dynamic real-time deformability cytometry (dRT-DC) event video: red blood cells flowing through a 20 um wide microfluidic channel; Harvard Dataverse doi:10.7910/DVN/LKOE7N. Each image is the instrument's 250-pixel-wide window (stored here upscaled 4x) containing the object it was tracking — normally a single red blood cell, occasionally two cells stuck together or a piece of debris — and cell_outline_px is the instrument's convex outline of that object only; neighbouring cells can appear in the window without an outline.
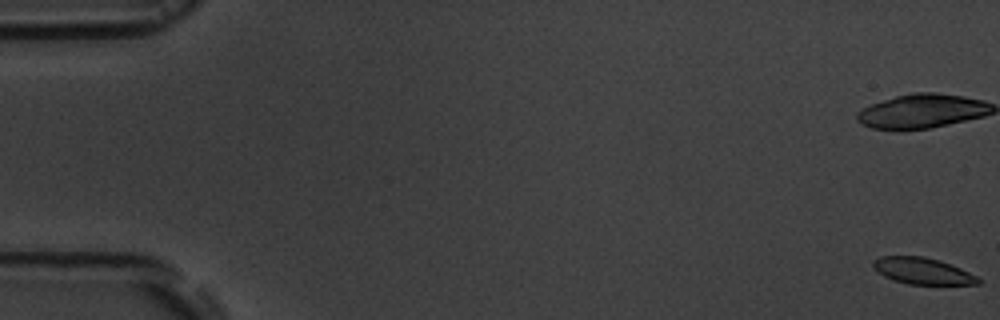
{"species": "common noctule bat (a hibernating species)", "species_latin": "Nyctalus noctula", "temperature_condition": "room temperature", "stored_images_in_passage": 5, "camera_frame_rate_fps": 3000, "um_per_image_px": 0.085, "animal": {"sex": "male", "body_mass_g": 19.5, "forearm_length_mm": 54.6}, "frame": {"image": 1, "passage_image": 1, "time_ms": 0.0, "image_size_px": [1000, 320], "cell_outline_px": [[980, 284], [908, 284], [892, 280], [884, 276], [872, 264], [872, 260], [880, 256], [924, 256], [960, 268], [976, 276], [980, 280]], "centroid_in_image_um": [78.38, 23.03], "position_along_channel_um": 6.6, "area_um2": 15.9}}